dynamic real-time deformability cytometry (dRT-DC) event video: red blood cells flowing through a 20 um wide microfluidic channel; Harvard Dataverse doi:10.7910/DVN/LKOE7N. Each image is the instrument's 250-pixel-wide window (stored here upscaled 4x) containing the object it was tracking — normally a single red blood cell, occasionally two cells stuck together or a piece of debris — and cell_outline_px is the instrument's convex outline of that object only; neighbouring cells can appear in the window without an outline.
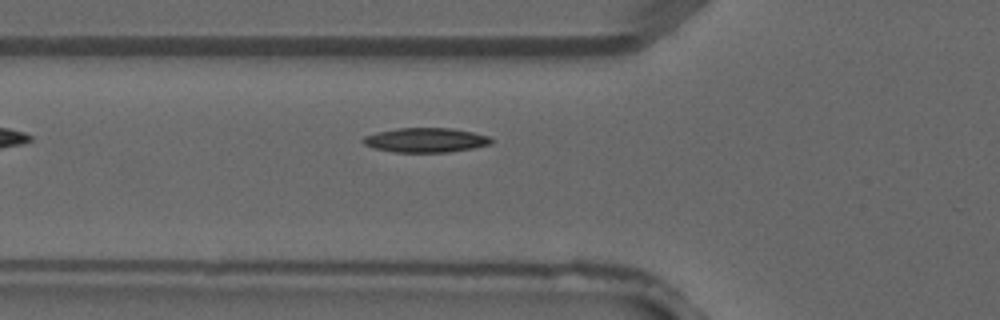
{"species": "common noctule bat (a hibernating species)", "species_latin": "Nyctalus noctula", "temperature_condition": "warm", "stored_images_in_passage": 3, "camera_frame_rate_fps": 3000, "um_per_image_px": 0.085, "animal": {"sex": "male", "forearm_length_mm": 52.5}, "frame": {"image": 1, "passage_image": 3, "time_ms": 0.667, "image_size_px": [1000, 320], "cell_outline_px": [[492, 144], [472, 148], [448, 152], [392, 152], [372, 148], [364, 144], [360, 140], [364, 136], [376, 132], [396, 128], [452, 128], [492, 136]], "centroid_in_image_um": [36.16, 11.9], "position_along_channel_um": 89.6, "area_um2": 18.5}}